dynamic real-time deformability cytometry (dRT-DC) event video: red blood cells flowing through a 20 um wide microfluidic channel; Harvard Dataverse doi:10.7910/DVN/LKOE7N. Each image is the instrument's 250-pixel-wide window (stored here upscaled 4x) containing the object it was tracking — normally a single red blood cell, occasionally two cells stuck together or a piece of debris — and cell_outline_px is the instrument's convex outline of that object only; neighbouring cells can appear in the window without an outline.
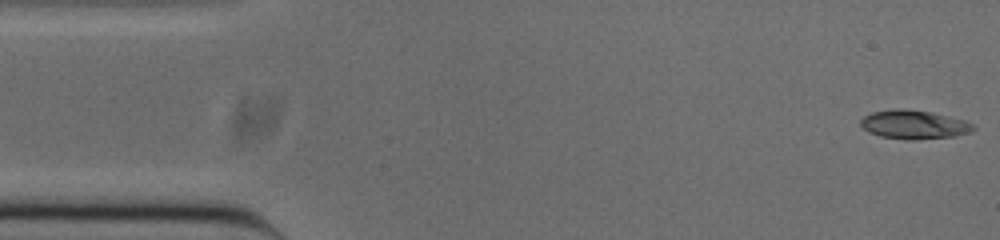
{"species": "common noctule bat (a hibernating species)", "species_latin": "Nyctalus noctula", "temperature_condition": "cold", "stored_images_in_passage": 51, "camera_frame_rate_fps": 3000, "um_per_image_px": 0.085, "animal": {"sex": "male", "body_mass_g": 20.0, "forearm_length_mm": 53.3}, "frame": {"image": 1, "passage_image": 1, "time_ms": 0.0, "image_size_px": [1000, 240], "cell_outline_px": [[976, 128], [972, 132], [956, 136], [912, 140], [908, 140], [880, 136], [868, 132], [860, 124], [860, 120], [864, 116], [872, 112], [896, 108], [900, 108], [932, 112], [964, 120], [972, 124]], "centroid_in_image_um": [77.69, 10.59], "position_along_channel_um": 7.3, "area_um2": 18.96}}
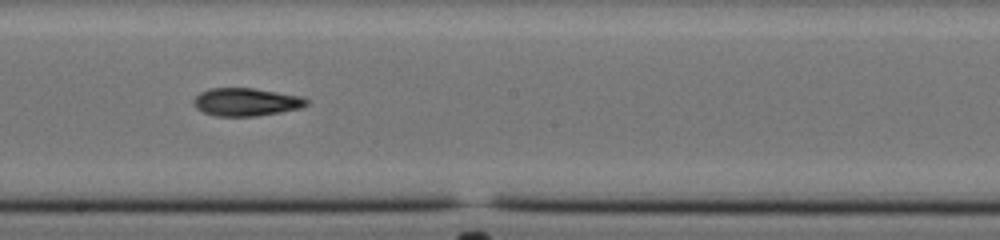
{"frame": {"image": 2, "passage_image": 27, "time_ms": 8.667, "image_size_px": [1000, 240], "cell_outline_px": [[308, 104], [300, 108], [280, 112], [256, 116], [216, 116], [204, 112], [196, 108], [192, 104], [192, 100], [200, 92], [208, 88], [252, 88], [304, 96], [308, 100]], "centroid_in_image_um": [20.91, 8.66], "position_along_channel_um": 227.3, "area_um2": 18.5}}
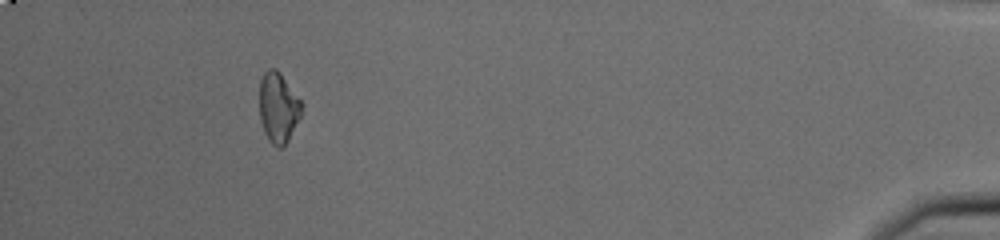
{"frame": {"image": 3, "passage_image": 47, "time_ms": 15.333, "image_size_px": [1000, 240], "cell_outline_px": [[304, 104], [300, 116], [284, 148], [276, 148], [272, 144], [264, 132], [260, 120], [260, 80], [264, 72], [268, 68], [276, 68], [280, 72]], "centroid_in_image_um": [23.66, 9.14], "position_along_channel_um": 411.5, "area_um2": 17.4}, "authors_computed_cell_mechanics": {"area_um2": 18.0914, "velocity_mm_per_s": 3.8639, "shape_relaxation_time_tau1_ms": null, "shape_relaxation_time_tau2_ms": 1.8777, "deformation_change_tau1": null, "deformation_change_tau2": 0.0679}}